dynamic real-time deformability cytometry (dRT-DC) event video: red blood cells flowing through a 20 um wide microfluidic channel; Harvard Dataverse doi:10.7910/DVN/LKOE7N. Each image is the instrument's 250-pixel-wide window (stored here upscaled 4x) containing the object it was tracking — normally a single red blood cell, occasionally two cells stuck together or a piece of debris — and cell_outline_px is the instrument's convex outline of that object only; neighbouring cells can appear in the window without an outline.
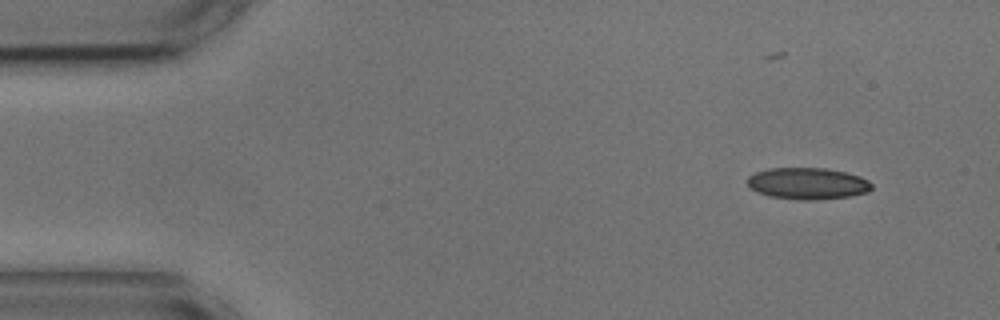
{"species": "common noctule bat (a hibernating species)", "species_latin": "Nyctalus noctula", "temperature_condition": "cold", "stored_images_in_passage": 3, "camera_frame_rate_fps": 3000, "um_per_image_px": 0.085, "animal": {"sex": "male", "body_mass_g": 17.9, "forearm_length_mm": 54.2}, "frame": {"image": 1, "passage_image": 1, "time_ms": 0.0, "image_size_px": [1000, 320], "cell_outline_px": [[872, 188], [868, 192], [848, 196], [816, 200], [796, 200], [768, 196], [756, 192], [748, 184], [748, 176], [756, 172], [768, 168], [824, 168], [844, 172], [860, 176], [868, 180], [872, 184]], "centroid_in_image_um": [68.64, 15.6], "position_along_channel_um": 16.4, "area_um2": 22.95}}
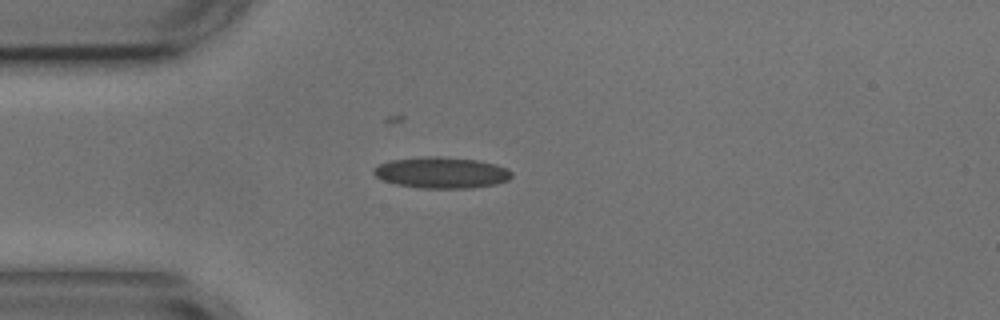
{"frame": {"image": 2, "passage_image": 3, "time_ms": 3.0, "image_size_px": [1000, 320], "cell_outline_px": [[512, 176], [508, 180], [496, 184], [472, 188], [420, 188], [396, 184], [384, 180], [376, 176], [372, 172], [372, 168], [388, 160], [424, 156], [440, 156], [476, 160], [496, 164], [508, 168], [512, 172]], "centroid_in_image_um": [37.53, 14.67], "position_along_channel_um": 47.5, "area_um2": 25.26}}